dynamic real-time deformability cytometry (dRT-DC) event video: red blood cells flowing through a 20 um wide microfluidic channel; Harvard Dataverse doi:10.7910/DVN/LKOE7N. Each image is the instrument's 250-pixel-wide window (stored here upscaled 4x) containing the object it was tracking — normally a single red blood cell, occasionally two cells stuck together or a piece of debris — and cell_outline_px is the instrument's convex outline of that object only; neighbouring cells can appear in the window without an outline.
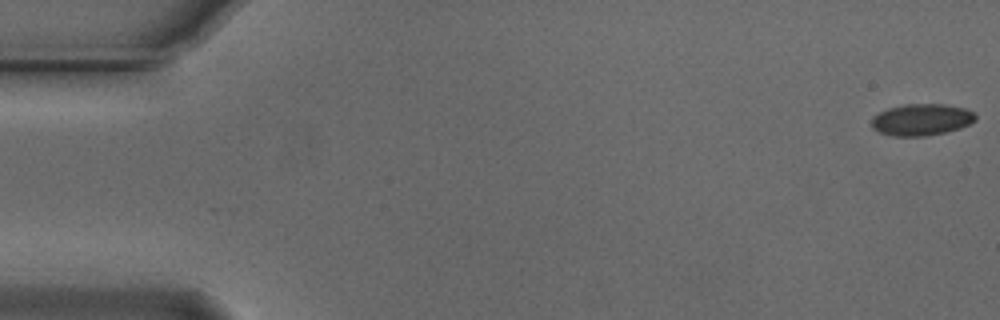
{"species": "Egyptian fruit bat (a non-hibernating species)", "species_latin": "Rousettus aegyptiacus", "temperature_condition": "cold", "stored_images_in_passage": 55, "camera_frame_rate_fps": 3000, "um_per_image_px": 0.085, "animal": {"sex": "male"}, "frame": {"image": 1, "passage_image": 1, "time_ms": 0.0, "image_size_px": [1000, 320], "cell_outline_px": [[976, 120], [960, 128], [944, 132], [924, 136], [892, 136], [880, 132], [872, 128], [872, 116], [888, 108], [904, 104], [944, 104], [964, 108], [972, 112], [976, 116]], "centroid_in_image_um": [78.3, 10.17], "position_along_channel_um": 6.7, "area_um2": 19.07}}
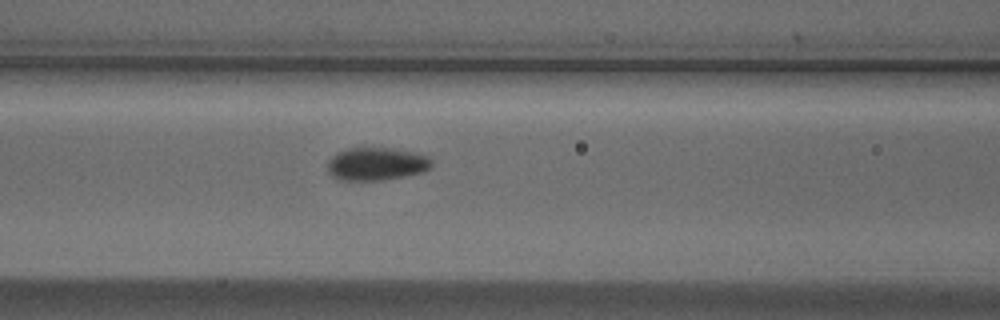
{"frame": {"image": 2, "passage_image": 23, "time_ms": 7.333, "image_size_px": [1000, 320], "cell_outline_px": [[432, 164], [424, 172], [404, 176], [380, 180], [336, 180], [328, 172], [328, 160], [336, 152], [348, 148], [392, 148], [416, 152], [428, 156], [432, 160]], "centroid_in_image_um": [31.98, 13.93], "position_along_channel_um": 134.6, "area_um2": 20.11}}
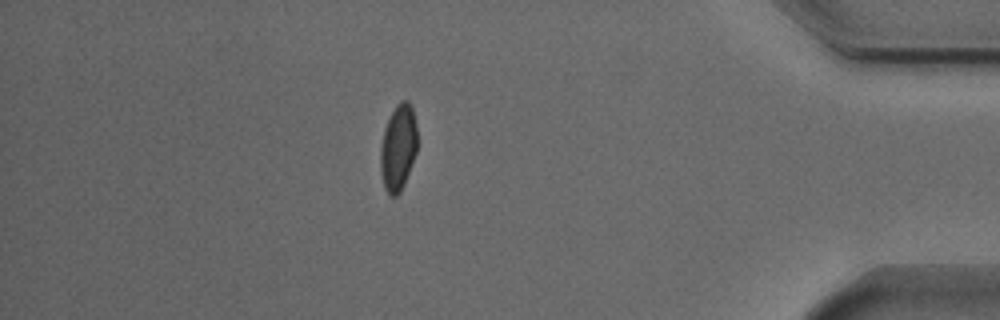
{"frame": {"image": 3, "passage_image": 48, "time_ms": 15.667, "image_size_px": [1000, 320], "cell_outline_px": [[416, 152], [404, 184], [400, 192], [396, 196], [388, 196], [384, 188], [380, 172], [380, 148], [384, 128], [396, 104], [400, 100], [408, 100], [412, 104], [416, 124]], "centroid_in_image_um": [33.83, 12.54], "position_along_channel_um": 401.4, "area_um2": 18.67}, "authors_computed_cell_mechanics": {"area_um2": 19.363, "velocity_mm_per_s": 3.7231, "shape_relaxation_time_tau1_ms": 2.6279, "shape_relaxation_time_tau2_ms": null, "deformation_change_tau1": 0.0948, "deformation_change_tau2": null}}